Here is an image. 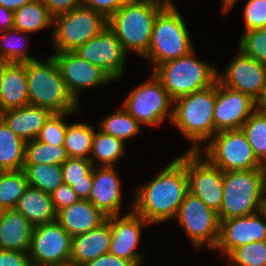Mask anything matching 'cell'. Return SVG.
<instances>
[{
  "label": "cell",
  "mask_w": 266,
  "mask_h": 266,
  "mask_svg": "<svg viewBox=\"0 0 266 266\" xmlns=\"http://www.w3.org/2000/svg\"><path fill=\"white\" fill-rule=\"evenodd\" d=\"M217 97L216 82L174 101L173 123L187 140L193 142L188 151L201 152L199 143L215 135L214 110ZM199 141V143H198Z\"/></svg>",
  "instance_id": "3"
},
{
  "label": "cell",
  "mask_w": 266,
  "mask_h": 266,
  "mask_svg": "<svg viewBox=\"0 0 266 266\" xmlns=\"http://www.w3.org/2000/svg\"><path fill=\"white\" fill-rule=\"evenodd\" d=\"M239 49L266 65V28L245 31L240 39Z\"/></svg>",
  "instance_id": "39"
},
{
  "label": "cell",
  "mask_w": 266,
  "mask_h": 266,
  "mask_svg": "<svg viewBox=\"0 0 266 266\" xmlns=\"http://www.w3.org/2000/svg\"><path fill=\"white\" fill-rule=\"evenodd\" d=\"M53 46L59 52L75 51L108 26V20L91 8L80 6L53 17Z\"/></svg>",
  "instance_id": "8"
},
{
  "label": "cell",
  "mask_w": 266,
  "mask_h": 266,
  "mask_svg": "<svg viewBox=\"0 0 266 266\" xmlns=\"http://www.w3.org/2000/svg\"><path fill=\"white\" fill-rule=\"evenodd\" d=\"M257 160L266 167V114L255 110L241 127Z\"/></svg>",
  "instance_id": "35"
},
{
  "label": "cell",
  "mask_w": 266,
  "mask_h": 266,
  "mask_svg": "<svg viewBox=\"0 0 266 266\" xmlns=\"http://www.w3.org/2000/svg\"><path fill=\"white\" fill-rule=\"evenodd\" d=\"M84 60L100 67L113 80L124 74L126 52L114 32L107 26L75 51Z\"/></svg>",
  "instance_id": "14"
},
{
  "label": "cell",
  "mask_w": 266,
  "mask_h": 266,
  "mask_svg": "<svg viewBox=\"0 0 266 266\" xmlns=\"http://www.w3.org/2000/svg\"><path fill=\"white\" fill-rule=\"evenodd\" d=\"M195 247L214 249L219 238L220 221L217 212L200 198L186 194L176 217Z\"/></svg>",
  "instance_id": "11"
},
{
  "label": "cell",
  "mask_w": 266,
  "mask_h": 266,
  "mask_svg": "<svg viewBox=\"0 0 266 266\" xmlns=\"http://www.w3.org/2000/svg\"><path fill=\"white\" fill-rule=\"evenodd\" d=\"M28 84V104L52 113L77 111L78 104L68 93L53 55L46 62L37 59L25 63Z\"/></svg>",
  "instance_id": "4"
},
{
  "label": "cell",
  "mask_w": 266,
  "mask_h": 266,
  "mask_svg": "<svg viewBox=\"0 0 266 266\" xmlns=\"http://www.w3.org/2000/svg\"><path fill=\"white\" fill-rule=\"evenodd\" d=\"M71 113L73 114V112L52 113L41 128L36 140L46 144L63 146L68 126L67 123L63 121V117Z\"/></svg>",
  "instance_id": "40"
},
{
  "label": "cell",
  "mask_w": 266,
  "mask_h": 266,
  "mask_svg": "<svg viewBox=\"0 0 266 266\" xmlns=\"http://www.w3.org/2000/svg\"><path fill=\"white\" fill-rule=\"evenodd\" d=\"M110 244L111 225L110 217H107L97 228L73 236L70 265L82 266L88 261L108 253Z\"/></svg>",
  "instance_id": "22"
},
{
  "label": "cell",
  "mask_w": 266,
  "mask_h": 266,
  "mask_svg": "<svg viewBox=\"0 0 266 266\" xmlns=\"http://www.w3.org/2000/svg\"><path fill=\"white\" fill-rule=\"evenodd\" d=\"M217 79L226 87L257 100L266 84V65L244 54L240 49Z\"/></svg>",
  "instance_id": "16"
},
{
  "label": "cell",
  "mask_w": 266,
  "mask_h": 266,
  "mask_svg": "<svg viewBox=\"0 0 266 266\" xmlns=\"http://www.w3.org/2000/svg\"><path fill=\"white\" fill-rule=\"evenodd\" d=\"M82 266H134L130 261L119 258L108 252L94 260L88 261Z\"/></svg>",
  "instance_id": "46"
},
{
  "label": "cell",
  "mask_w": 266,
  "mask_h": 266,
  "mask_svg": "<svg viewBox=\"0 0 266 266\" xmlns=\"http://www.w3.org/2000/svg\"><path fill=\"white\" fill-rule=\"evenodd\" d=\"M256 110L266 114V84L260 97L256 100Z\"/></svg>",
  "instance_id": "49"
},
{
  "label": "cell",
  "mask_w": 266,
  "mask_h": 266,
  "mask_svg": "<svg viewBox=\"0 0 266 266\" xmlns=\"http://www.w3.org/2000/svg\"><path fill=\"white\" fill-rule=\"evenodd\" d=\"M232 266H266V241L235 248L228 256Z\"/></svg>",
  "instance_id": "38"
},
{
  "label": "cell",
  "mask_w": 266,
  "mask_h": 266,
  "mask_svg": "<svg viewBox=\"0 0 266 266\" xmlns=\"http://www.w3.org/2000/svg\"><path fill=\"white\" fill-rule=\"evenodd\" d=\"M62 181L72 186L80 200H88L93 184V164L85 158H68L62 165Z\"/></svg>",
  "instance_id": "27"
},
{
  "label": "cell",
  "mask_w": 266,
  "mask_h": 266,
  "mask_svg": "<svg viewBox=\"0 0 266 266\" xmlns=\"http://www.w3.org/2000/svg\"><path fill=\"white\" fill-rule=\"evenodd\" d=\"M54 17L82 6V0H41Z\"/></svg>",
  "instance_id": "45"
},
{
  "label": "cell",
  "mask_w": 266,
  "mask_h": 266,
  "mask_svg": "<svg viewBox=\"0 0 266 266\" xmlns=\"http://www.w3.org/2000/svg\"><path fill=\"white\" fill-rule=\"evenodd\" d=\"M24 154L25 141L0 118V171L23 169Z\"/></svg>",
  "instance_id": "28"
},
{
  "label": "cell",
  "mask_w": 266,
  "mask_h": 266,
  "mask_svg": "<svg viewBox=\"0 0 266 266\" xmlns=\"http://www.w3.org/2000/svg\"><path fill=\"white\" fill-rule=\"evenodd\" d=\"M258 241H266V219L260 211L220 221L219 238L214 249L219 248L222 256L226 257L235 248Z\"/></svg>",
  "instance_id": "17"
},
{
  "label": "cell",
  "mask_w": 266,
  "mask_h": 266,
  "mask_svg": "<svg viewBox=\"0 0 266 266\" xmlns=\"http://www.w3.org/2000/svg\"><path fill=\"white\" fill-rule=\"evenodd\" d=\"M51 198L56 212L80 201L79 196L75 193L72 186L66 183H62L55 189L51 194Z\"/></svg>",
  "instance_id": "42"
},
{
  "label": "cell",
  "mask_w": 266,
  "mask_h": 266,
  "mask_svg": "<svg viewBox=\"0 0 266 266\" xmlns=\"http://www.w3.org/2000/svg\"><path fill=\"white\" fill-rule=\"evenodd\" d=\"M99 123V130L122 141L134 137L141 129L138 121L123 107L115 111V113L108 115Z\"/></svg>",
  "instance_id": "36"
},
{
  "label": "cell",
  "mask_w": 266,
  "mask_h": 266,
  "mask_svg": "<svg viewBox=\"0 0 266 266\" xmlns=\"http://www.w3.org/2000/svg\"><path fill=\"white\" fill-rule=\"evenodd\" d=\"M237 0H222L223 2V6H224V11L225 13L229 12V10L231 9L232 5H234V3L236 2Z\"/></svg>",
  "instance_id": "50"
},
{
  "label": "cell",
  "mask_w": 266,
  "mask_h": 266,
  "mask_svg": "<svg viewBox=\"0 0 266 266\" xmlns=\"http://www.w3.org/2000/svg\"><path fill=\"white\" fill-rule=\"evenodd\" d=\"M202 154L186 152V173L189 192L218 212L223 199L224 172L212 165ZM203 159V160H202Z\"/></svg>",
  "instance_id": "13"
},
{
  "label": "cell",
  "mask_w": 266,
  "mask_h": 266,
  "mask_svg": "<svg viewBox=\"0 0 266 266\" xmlns=\"http://www.w3.org/2000/svg\"><path fill=\"white\" fill-rule=\"evenodd\" d=\"M52 112L46 108L27 104L0 113L4 123L25 142L35 140Z\"/></svg>",
  "instance_id": "24"
},
{
  "label": "cell",
  "mask_w": 266,
  "mask_h": 266,
  "mask_svg": "<svg viewBox=\"0 0 266 266\" xmlns=\"http://www.w3.org/2000/svg\"><path fill=\"white\" fill-rule=\"evenodd\" d=\"M126 0H82V6L102 14L107 20L117 12Z\"/></svg>",
  "instance_id": "43"
},
{
  "label": "cell",
  "mask_w": 266,
  "mask_h": 266,
  "mask_svg": "<svg viewBox=\"0 0 266 266\" xmlns=\"http://www.w3.org/2000/svg\"><path fill=\"white\" fill-rule=\"evenodd\" d=\"M27 104L25 63H0V113Z\"/></svg>",
  "instance_id": "21"
},
{
  "label": "cell",
  "mask_w": 266,
  "mask_h": 266,
  "mask_svg": "<svg viewBox=\"0 0 266 266\" xmlns=\"http://www.w3.org/2000/svg\"><path fill=\"white\" fill-rule=\"evenodd\" d=\"M165 6L174 7L172 0H160Z\"/></svg>",
  "instance_id": "52"
},
{
  "label": "cell",
  "mask_w": 266,
  "mask_h": 266,
  "mask_svg": "<svg viewBox=\"0 0 266 266\" xmlns=\"http://www.w3.org/2000/svg\"><path fill=\"white\" fill-rule=\"evenodd\" d=\"M153 74L173 101L213 85L218 76L213 66L195 58L194 50L161 63L154 68Z\"/></svg>",
  "instance_id": "6"
},
{
  "label": "cell",
  "mask_w": 266,
  "mask_h": 266,
  "mask_svg": "<svg viewBox=\"0 0 266 266\" xmlns=\"http://www.w3.org/2000/svg\"><path fill=\"white\" fill-rule=\"evenodd\" d=\"M219 221L260 211L266 194V169L224 172Z\"/></svg>",
  "instance_id": "5"
},
{
  "label": "cell",
  "mask_w": 266,
  "mask_h": 266,
  "mask_svg": "<svg viewBox=\"0 0 266 266\" xmlns=\"http://www.w3.org/2000/svg\"><path fill=\"white\" fill-rule=\"evenodd\" d=\"M133 212V213H132ZM110 216L111 244L110 253L140 266L144 254L136 251L140 240L141 229L149 223L134 211L126 215Z\"/></svg>",
  "instance_id": "19"
},
{
  "label": "cell",
  "mask_w": 266,
  "mask_h": 266,
  "mask_svg": "<svg viewBox=\"0 0 266 266\" xmlns=\"http://www.w3.org/2000/svg\"><path fill=\"white\" fill-rule=\"evenodd\" d=\"M93 168V184L89 201L106 217L120 215L121 183L114 167Z\"/></svg>",
  "instance_id": "20"
},
{
  "label": "cell",
  "mask_w": 266,
  "mask_h": 266,
  "mask_svg": "<svg viewBox=\"0 0 266 266\" xmlns=\"http://www.w3.org/2000/svg\"><path fill=\"white\" fill-rule=\"evenodd\" d=\"M28 185L52 194L62 183V166L56 164L23 165Z\"/></svg>",
  "instance_id": "31"
},
{
  "label": "cell",
  "mask_w": 266,
  "mask_h": 266,
  "mask_svg": "<svg viewBox=\"0 0 266 266\" xmlns=\"http://www.w3.org/2000/svg\"><path fill=\"white\" fill-rule=\"evenodd\" d=\"M60 69L65 87L78 104V94L82 89L107 84L113 79L100 67L81 58L74 51L53 54Z\"/></svg>",
  "instance_id": "15"
},
{
  "label": "cell",
  "mask_w": 266,
  "mask_h": 266,
  "mask_svg": "<svg viewBox=\"0 0 266 266\" xmlns=\"http://www.w3.org/2000/svg\"><path fill=\"white\" fill-rule=\"evenodd\" d=\"M0 28H1L0 32L14 28V12L1 5H0Z\"/></svg>",
  "instance_id": "47"
},
{
  "label": "cell",
  "mask_w": 266,
  "mask_h": 266,
  "mask_svg": "<svg viewBox=\"0 0 266 266\" xmlns=\"http://www.w3.org/2000/svg\"><path fill=\"white\" fill-rule=\"evenodd\" d=\"M19 34L26 35L25 32L15 28L0 32V63H28L36 59L26 53L25 48L22 47L23 41L19 45L15 42V35ZM21 39L23 40V37Z\"/></svg>",
  "instance_id": "37"
},
{
  "label": "cell",
  "mask_w": 266,
  "mask_h": 266,
  "mask_svg": "<svg viewBox=\"0 0 266 266\" xmlns=\"http://www.w3.org/2000/svg\"><path fill=\"white\" fill-rule=\"evenodd\" d=\"M260 212L264 215V217L266 219V194H265L263 201L261 203Z\"/></svg>",
  "instance_id": "51"
},
{
  "label": "cell",
  "mask_w": 266,
  "mask_h": 266,
  "mask_svg": "<svg viewBox=\"0 0 266 266\" xmlns=\"http://www.w3.org/2000/svg\"><path fill=\"white\" fill-rule=\"evenodd\" d=\"M35 227L56 221V214L51 194L28 185L15 207Z\"/></svg>",
  "instance_id": "26"
},
{
  "label": "cell",
  "mask_w": 266,
  "mask_h": 266,
  "mask_svg": "<svg viewBox=\"0 0 266 266\" xmlns=\"http://www.w3.org/2000/svg\"><path fill=\"white\" fill-rule=\"evenodd\" d=\"M164 7L160 0H126L108 19V27L126 53L144 56L148 52L155 18Z\"/></svg>",
  "instance_id": "2"
},
{
  "label": "cell",
  "mask_w": 266,
  "mask_h": 266,
  "mask_svg": "<svg viewBox=\"0 0 266 266\" xmlns=\"http://www.w3.org/2000/svg\"><path fill=\"white\" fill-rule=\"evenodd\" d=\"M124 143V141L98 130L97 133L94 132L91 148L92 156L89 157V160L93 166L95 157L100 162L101 167H113V164L125 154Z\"/></svg>",
  "instance_id": "30"
},
{
  "label": "cell",
  "mask_w": 266,
  "mask_h": 266,
  "mask_svg": "<svg viewBox=\"0 0 266 266\" xmlns=\"http://www.w3.org/2000/svg\"><path fill=\"white\" fill-rule=\"evenodd\" d=\"M94 132V128L85 123L68 125L63 145L68 157L89 159L87 154L91 152Z\"/></svg>",
  "instance_id": "34"
},
{
  "label": "cell",
  "mask_w": 266,
  "mask_h": 266,
  "mask_svg": "<svg viewBox=\"0 0 266 266\" xmlns=\"http://www.w3.org/2000/svg\"><path fill=\"white\" fill-rule=\"evenodd\" d=\"M106 218L89 200H80L56 214V221L72 237L97 228Z\"/></svg>",
  "instance_id": "25"
},
{
  "label": "cell",
  "mask_w": 266,
  "mask_h": 266,
  "mask_svg": "<svg viewBox=\"0 0 266 266\" xmlns=\"http://www.w3.org/2000/svg\"><path fill=\"white\" fill-rule=\"evenodd\" d=\"M72 236L57 222L37 225L32 230L29 257L32 266L70 264Z\"/></svg>",
  "instance_id": "12"
},
{
  "label": "cell",
  "mask_w": 266,
  "mask_h": 266,
  "mask_svg": "<svg viewBox=\"0 0 266 266\" xmlns=\"http://www.w3.org/2000/svg\"><path fill=\"white\" fill-rule=\"evenodd\" d=\"M202 152L212 165L223 172L266 169L254 156L242 129L217 132Z\"/></svg>",
  "instance_id": "9"
},
{
  "label": "cell",
  "mask_w": 266,
  "mask_h": 266,
  "mask_svg": "<svg viewBox=\"0 0 266 266\" xmlns=\"http://www.w3.org/2000/svg\"><path fill=\"white\" fill-rule=\"evenodd\" d=\"M245 31L266 28V0H249L244 9Z\"/></svg>",
  "instance_id": "41"
},
{
  "label": "cell",
  "mask_w": 266,
  "mask_h": 266,
  "mask_svg": "<svg viewBox=\"0 0 266 266\" xmlns=\"http://www.w3.org/2000/svg\"><path fill=\"white\" fill-rule=\"evenodd\" d=\"M53 25V16L41 0H32L14 11V28L34 33Z\"/></svg>",
  "instance_id": "29"
},
{
  "label": "cell",
  "mask_w": 266,
  "mask_h": 266,
  "mask_svg": "<svg viewBox=\"0 0 266 266\" xmlns=\"http://www.w3.org/2000/svg\"><path fill=\"white\" fill-rule=\"evenodd\" d=\"M190 32L177 8L165 6L156 16L150 47L143 56L156 67L193 51Z\"/></svg>",
  "instance_id": "7"
},
{
  "label": "cell",
  "mask_w": 266,
  "mask_h": 266,
  "mask_svg": "<svg viewBox=\"0 0 266 266\" xmlns=\"http://www.w3.org/2000/svg\"><path fill=\"white\" fill-rule=\"evenodd\" d=\"M31 1L32 0H0V5L14 12Z\"/></svg>",
  "instance_id": "48"
},
{
  "label": "cell",
  "mask_w": 266,
  "mask_h": 266,
  "mask_svg": "<svg viewBox=\"0 0 266 266\" xmlns=\"http://www.w3.org/2000/svg\"><path fill=\"white\" fill-rule=\"evenodd\" d=\"M174 101L161 82L152 74L151 79L134 88L123 104V108L138 123L147 126L159 125L166 117L173 120ZM171 108V109H170Z\"/></svg>",
  "instance_id": "10"
},
{
  "label": "cell",
  "mask_w": 266,
  "mask_h": 266,
  "mask_svg": "<svg viewBox=\"0 0 266 266\" xmlns=\"http://www.w3.org/2000/svg\"><path fill=\"white\" fill-rule=\"evenodd\" d=\"M188 192L185 153L137 190L132 211L149 224L175 218Z\"/></svg>",
  "instance_id": "1"
},
{
  "label": "cell",
  "mask_w": 266,
  "mask_h": 266,
  "mask_svg": "<svg viewBox=\"0 0 266 266\" xmlns=\"http://www.w3.org/2000/svg\"><path fill=\"white\" fill-rule=\"evenodd\" d=\"M27 186L23 169L0 171V211L14 209Z\"/></svg>",
  "instance_id": "33"
},
{
  "label": "cell",
  "mask_w": 266,
  "mask_h": 266,
  "mask_svg": "<svg viewBox=\"0 0 266 266\" xmlns=\"http://www.w3.org/2000/svg\"><path fill=\"white\" fill-rule=\"evenodd\" d=\"M0 266H32L29 252L0 249Z\"/></svg>",
  "instance_id": "44"
},
{
  "label": "cell",
  "mask_w": 266,
  "mask_h": 266,
  "mask_svg": "<svg viewBox=\"0 0 266 266\" xmlns=\"http://www.w3.org/2000/svg\"><path fill=\"white\" fill-rule=\"evenodd\" d=\"M33 228L15 208L0 211V249L29 252Z\"/></svg>",
  "instance_id": "23"
},
{
  "label": "cell",
  "mask_w": 266,
  "mask_h": 266,
  "mask_svg": "<svg viewBox=\"0 0 266 266\" xmlns=\"http://www.w3.org/2000/svg\"><path fill=\"white\" fill-rule=\"evenodd\" d=\"M255 110V100L240 91L224 86L217 79L214 110L215 134L223 130L241 129Z\"/></svg>",
  "instance_id": "18"
},
{
  "label": "cell",
  "mask_w": 266,
  "mask_h": 266,
  "mask_svg": "<svg viewBox=\"0 0 266 266\" xmlns=\"http://www.w3.org/2000/svg\"><path fill=\"white\" fill-rule=\"evenodd\" d=\"M68 158L64 146L46 144L36 139L25 142L24 165H62Z\"/></svg>",
  "instance_id": "32"
}]
</instances>
